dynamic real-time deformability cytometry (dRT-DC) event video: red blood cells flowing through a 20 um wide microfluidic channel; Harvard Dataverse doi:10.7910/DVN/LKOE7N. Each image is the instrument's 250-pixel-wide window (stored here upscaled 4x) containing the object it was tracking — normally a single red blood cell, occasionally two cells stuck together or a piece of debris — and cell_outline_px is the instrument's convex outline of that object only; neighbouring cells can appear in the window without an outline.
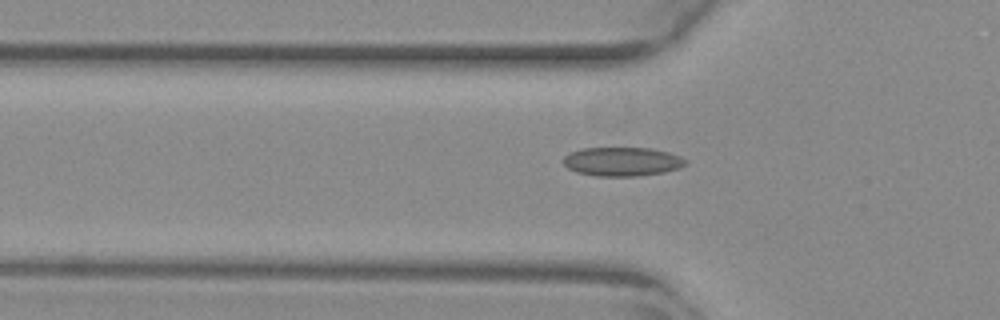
{"species": "common noctule bat (a hibernating species)", "species_latin": "Nyctalus noctula", "temperature_condition": "warm", "stored_images_in_passage": 34, "camera_frame_rate_fps": 3000, "um_per_image_px": 0.085, "animal": {"sex": "female", "body_mass_g": 29.2, "forearm_length_mm": 56.3}, "frame": {"image": 1, "passage_image": 5, "time_ms": 1.333, "image_size_px": [1000, 320], "cell_outline_px": [[688, 160], [680, 168], [664, 172], [636, 176], [596, 176], [576, 172], [568, 168], [560, 160], [564, 156], [572, 152], [584, 148], [652, 148], [668, 152], [680, 156]], "centroid_in_image_um": [52.87, 13.73], "position_along_channel_um": 72.9, "area_um2": 20.63}}
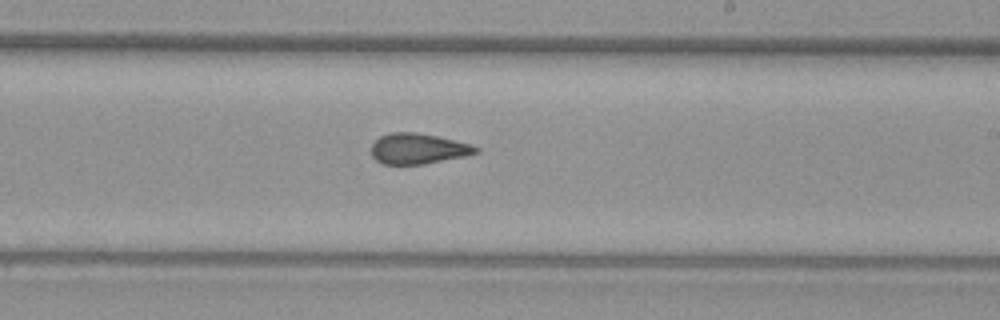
{"frame": {"image": 2, "passage_image": 19, "time_ms": 6.0, "image_size_px": [1000, 320], "cell_outline_px": [[480, 152], [464, 156], [424, 164], [384, 164], [376, 160], [372, 156], [372, 144], [380, 136], [392, 132], [416, 132], [436, 136], [472, 144], [480, 148]], "centroid_in_image_um": [35.55, 12.63], "position_along_channel_um": 253.4, "area_um2": 18.55}}
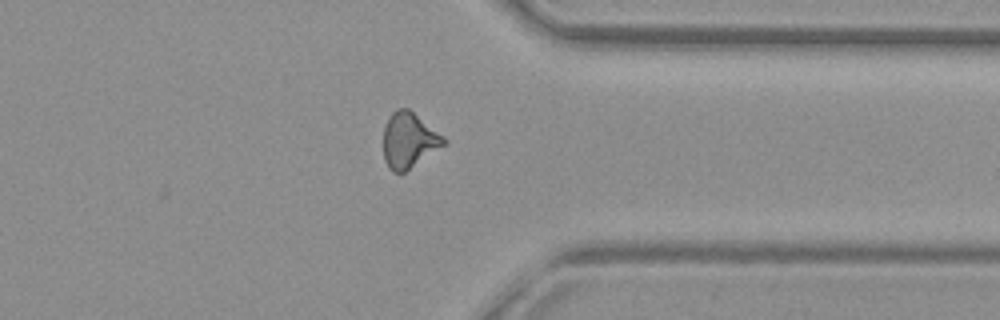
{"frame": {"image": 3, "passage_image": 29, "time_ms": 9.333, "image_size_px": [1000, 320], "cell_outline_px": [[448, 144], [404, 172], [392, 172], [388, 168], [384, 160], [384, 128], [392, 112], [396, 108], [408, 108], [444, 136], [448, 140]], "centroid_in_image_um": [34.79, 11.93], "position_along_channel_um": 376.6, "area_um2": 19.59}, "authors_computed_cell_mechanics": {"area_um2": 19.1029, "velocity_mm_per_s": 3.853, "shape_relaxation_time_tau1_ms": null, "shape_relaxation_time_tau2_ms": 2.0147, "deformation_change_tau1": null, "deformation_change_tau2": 0.0995}}